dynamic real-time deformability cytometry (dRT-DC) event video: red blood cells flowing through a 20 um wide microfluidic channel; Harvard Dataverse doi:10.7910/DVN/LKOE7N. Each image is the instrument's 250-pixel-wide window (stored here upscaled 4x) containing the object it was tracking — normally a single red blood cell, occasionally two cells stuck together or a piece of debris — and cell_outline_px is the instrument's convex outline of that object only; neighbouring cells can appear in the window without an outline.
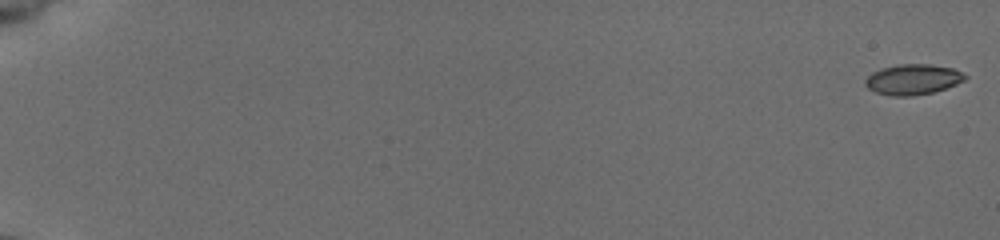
{"species": "common noctule bat (a hibernating species)", "species_latin": "Nyctalus noctula", "temperature_condition": "cold", "stored_images_in_passage": 17, "camera_frame_rate_fps": 3000, "um_per_image_px": 0.085, "animal": {"sex": "female", "body_mass_g": 19.5, "forearm_length_mm": 54.1}, "frame": {"image": 1, "passage_image": 1, "time_ms": 0.0, "image_size_px": [1000, 240], "cell_outline_px": [[968, 76], [964, 80], [956, 84], [932, 92], [912, 96], [892, 96], [876, 92], [868, 88], [864, 84], [864, 80], [872, 72], [880, 68], [896, 64], [928, 64], [952, 68]], "centroid_in_image_um": [77.55, 6.74], "position_along_channel_um": 7.5, "area_um2": 17.63}}
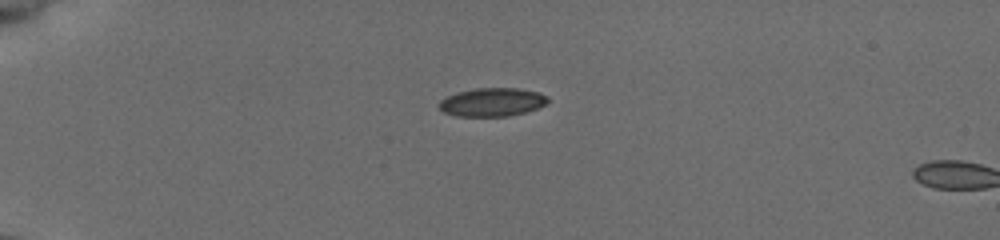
{"frame": {"image": 2, "passage_image": 16, "time_ms": 5.0, "image_size_px": [1000, 240], "cell_outline_px": [[548, 100], [544, 104], [536, 108], [524, 112], [508, 116], [456, 116], [444, 112], [436, 104], [440, 100], [456, 92], [476, 88], [516, 88], [540, 92], [548, 96]], "centroid_in_image_um": [41.8, 8.67], "position_along_channel_um": 43.2, "area_um2": 17.98}}